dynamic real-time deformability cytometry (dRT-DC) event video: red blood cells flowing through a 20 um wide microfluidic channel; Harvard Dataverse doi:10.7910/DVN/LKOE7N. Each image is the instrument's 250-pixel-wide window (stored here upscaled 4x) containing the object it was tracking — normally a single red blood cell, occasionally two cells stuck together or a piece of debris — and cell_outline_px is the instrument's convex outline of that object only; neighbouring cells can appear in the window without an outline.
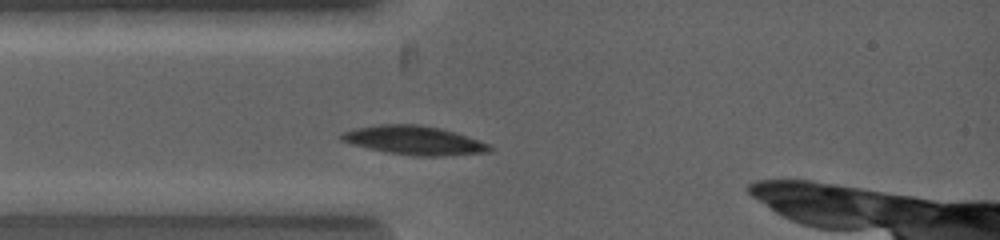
{"species": "common noctule bat (a hibernating species)", "species_latin": "Nyctalus noctula", "temperature_condition": "warm", "stored_images_in_passage": 2, "camera_frame_rate_fps": 5000, "um_per_image_px": 0.085, "animal": {"sex": "female", "body_mass_g": 19.0, "forearm_length_mm": 53.3}, "frame": {"image": 1, "passage_image": 2, "time_ms": 0.8, "image_size_px": [1000, 240], "cell_outline_px": [[492, 148], [488, 152], [444, 156], [412, 156], [388, 152], [352, 144], [340, 140], [336, 136], [352, 128], [380, 124], [420, 124], [440, 128], [456, 132], [488, 144]], "centroid_in_image_um": [35.15, 11.92], "position_along_channel_um": 49.8, "area_um2": 24.91}}